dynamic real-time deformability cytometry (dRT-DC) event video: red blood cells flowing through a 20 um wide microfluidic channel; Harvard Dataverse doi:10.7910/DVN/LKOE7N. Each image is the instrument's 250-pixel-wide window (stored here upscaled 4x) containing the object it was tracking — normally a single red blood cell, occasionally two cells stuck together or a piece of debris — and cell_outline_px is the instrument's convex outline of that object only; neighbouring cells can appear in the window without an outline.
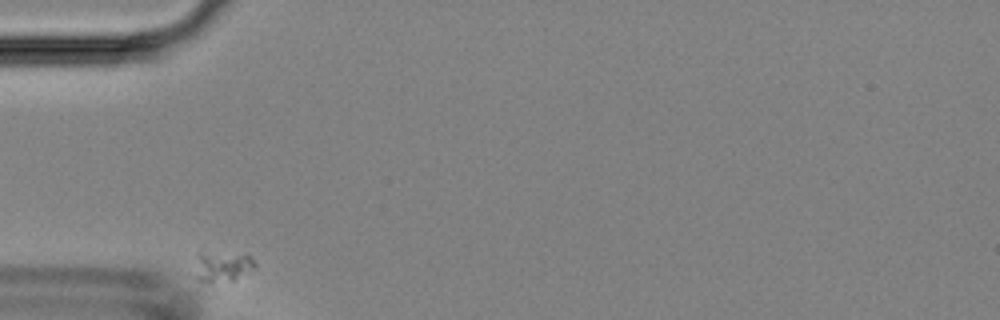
{"species": "Egyptian fruit bat (a non-hibernating species)", "species_latin": "Rousettus aegyptiacus", "temperature_condition": "room temperature", "stored_images_in_passage": 6, "camera_frame_rate_fps": 3000, "um_per_image_px": 0.085, "animal": {"sex": "female"}, "frame": {"image": 1, "passage_image": 1, "time_ms": 0.0, "image_size_px": [1000, 320], "cell_outline_px": [[256, 268], [232, 280], [200, 280], [192, 276], [196, 252], [200, 248], [252, 256], [256, 264]], "centroid_in_image_um": [18.8, 22.54], "position_along_channel_um": 66.2, "area_um2": 11.27}}
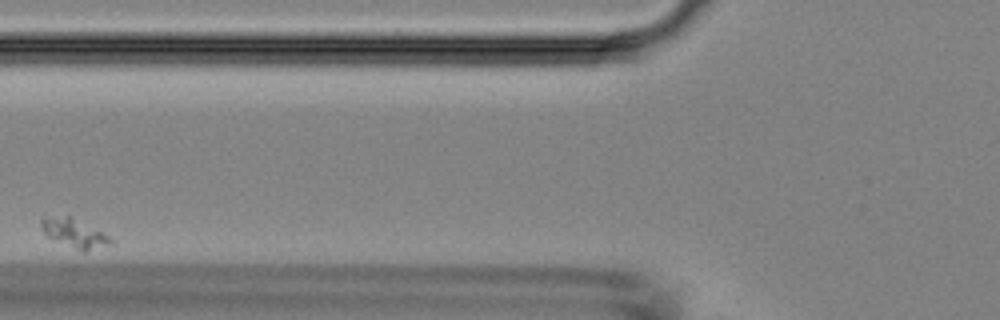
{"frame": {"image": 2, "passage_image": 3, "time_ms": 2.0, "image_size_px": [1000, 320], "cell_outline_px": [[116, 244], [84, 252], [56, 240], [48, 236], [44, 232], [40, 224], [40, 220], [44, 216], [68, 216], [116, 240]], "centroid_in_image_um": [6.36, 19.84], "position_along_channel_um": 119.4, "area_um2": 11.39}}
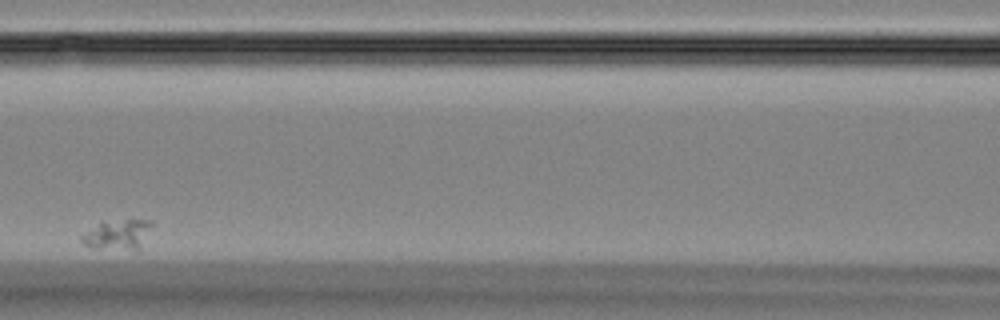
{"frame": {"image": 3, "passage_image": 4, "time_ms": 3.333, "image_size_px": [1000, 320], "cell_outline_px": [[152, 224], [140, 248], [92, 248], [84, 244], [80, 240], [80, 236], [100, 224], [124, 220], [152, 220]], "centroid_in_image_um": [10.0, 19.94], "position_along_channel_um": 156.6, "area_um2": 11.44}}